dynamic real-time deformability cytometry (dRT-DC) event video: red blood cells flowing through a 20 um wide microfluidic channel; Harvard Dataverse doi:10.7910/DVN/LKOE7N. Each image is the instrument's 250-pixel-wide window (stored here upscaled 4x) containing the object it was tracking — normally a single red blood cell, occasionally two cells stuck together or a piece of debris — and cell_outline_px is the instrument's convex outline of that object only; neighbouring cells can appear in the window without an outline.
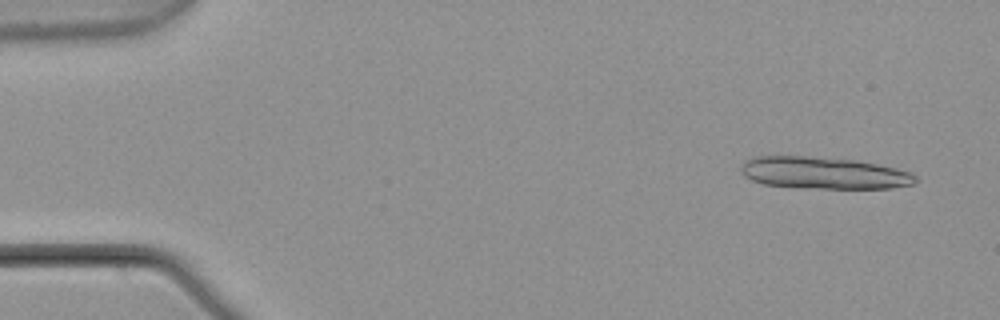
{"species": "common noctule bat (a hibernating species)", "species_latin": "Nyctalus noctula", "temperature_condition": "warm", "stored_images_in_passage": 7, "camera_frame_rate_fps": 3000, "um_per_image_px": 0.085, "animal": {"sex": "male", "body_mass_g": 21.5, "forearm_length_mm": 52.0}, "frame": {"image": 1, "passage_image": 1, "time_ms": 0.0, "image_size_px": [1000, 320], "cell_outline_px": [[916, 180], [912, 184], [892, 188], [796, 188], [764, 184], [752, 180], [744, 176], [740, 172], [740, 164], [744, 160], [752, 156], [808, 156], [856, 160], [896, 168], [912, 172], [916, 176]], "centroid_in_image_um": [69.95, 14.7], "position_along_channel_um": 15.0, "area_um2": 32.83}}
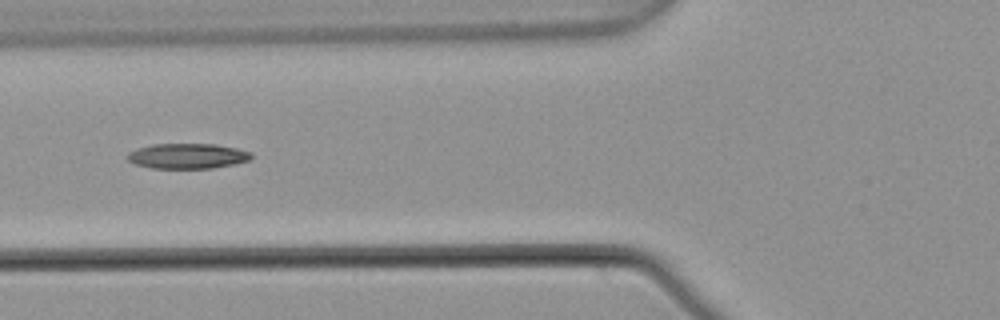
{"frame": {"image": 2, "passage_image": 5, "time_ms": 1.333, "image_size_px": [1000, 320], "cell_outline_px": [[252, 156], [248, 160], [232, 164], [212, 168], [152, 168], [136, 164], [128, 160], [124, 156], [128, 152], [136, 148], [152, 144], [216, 144], [236, 148], [252, 152]], "centroid_in_image_um": [15.89, 13.25], "position_along_channel_um": 109.9, "area_um2": 18.21}}
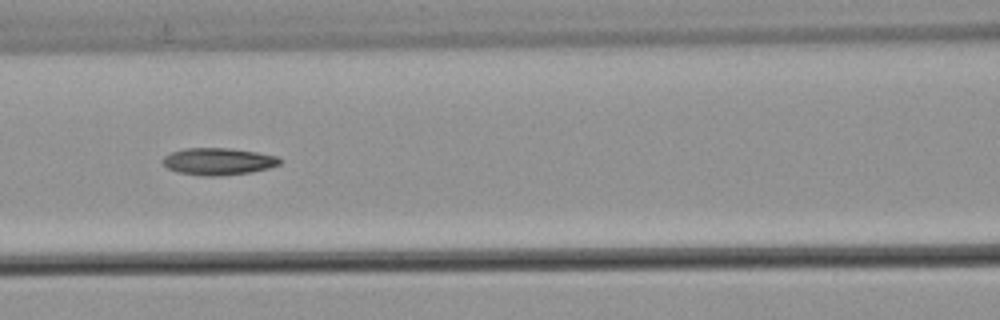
{"frame": {"image": 3, "passage_image": 6, "time_ms": 1.667, "image_size_px": [1000, 320], "cell_outline_px": [[280, 164], [268, 168], [252, 172], [216, 176], [204, 176], [176, 172], [168, 168], [160, 160], [164, 156], [172, 152], [184, 148], [232, 148], [256, 152], [276, 156], [280, 160]], "centroid_in_image_um": [18.51, 13.72], "position_along_channel_um": 148.1, "area_um2": 18.44}}